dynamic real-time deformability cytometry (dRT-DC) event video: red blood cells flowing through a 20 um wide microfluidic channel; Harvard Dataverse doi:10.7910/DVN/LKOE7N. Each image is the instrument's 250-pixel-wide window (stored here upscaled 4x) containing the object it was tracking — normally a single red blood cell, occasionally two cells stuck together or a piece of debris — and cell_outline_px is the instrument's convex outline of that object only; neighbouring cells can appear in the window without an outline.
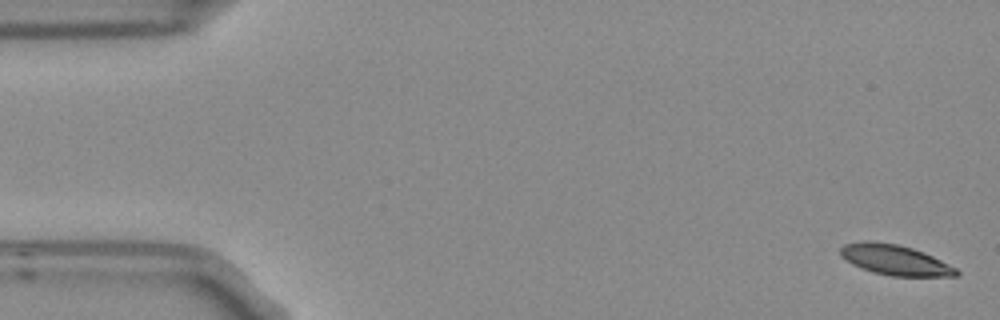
{"species": "Egyptian fruit bat (a non-hibernating species)", "species_latin": "Rousettus aegyptiacus", "temperature_condition": "room temperature", "stored_images_in_passage": 4, "camera_frame_rate_fps": 3000, "um_per_image_px": 0.085, "frame": {"image": 1, "passage_image": 1, "time_ms": 0.0, "image_size_px": [1000, 320], "cell_outline_px": [[960, 272], [956, 276], [892, 276], [872, 272], [852, 264], [840, 256], [840, 248], [844, 244], [868, 240], [896, 244], [912, 248], [924, 252], [956, 268]], "centroid_in_image_um": [76.05, 22.09], "position_along_channel_um": 9.0, "area_um2": 20.35}}